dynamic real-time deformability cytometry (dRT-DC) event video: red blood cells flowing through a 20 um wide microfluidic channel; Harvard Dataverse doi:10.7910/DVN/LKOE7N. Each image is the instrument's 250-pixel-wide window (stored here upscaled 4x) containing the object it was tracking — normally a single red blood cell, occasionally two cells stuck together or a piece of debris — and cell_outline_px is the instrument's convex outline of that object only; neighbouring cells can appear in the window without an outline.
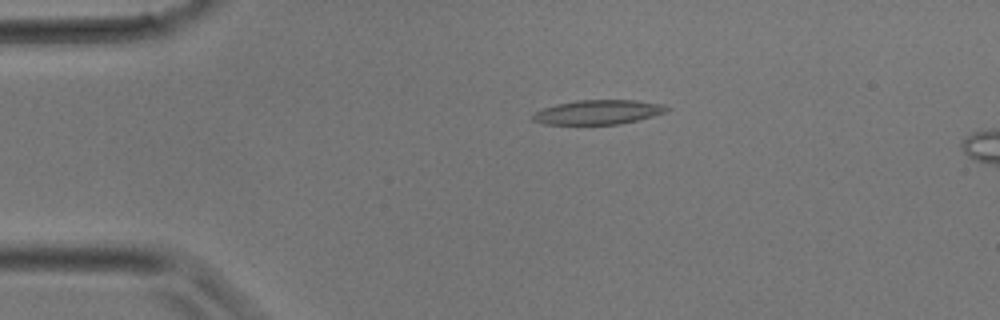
{"species": "common noctule bat (a hibernating species)", "species_latin": "Nyctalus noctula", "temperature_condition": "room temperature", "stored_images_in_passage": 29, "segment_of_instrument_passage": [1, 2], "camera_frame_rate_fps": 3000, "um_per_image_px": 0.085, "animal": {"sex": "male", "body_mass_g": 17.9}, "frame": {"image": 1, "passage_image": 2, "time_ms": 0.333, "image_size_px": [1000, 320], "cell_outline_px": [[672, 108], [664, 112], [652, 116], [620, 124], [544, 124], [532, 120], [532, 116], [536, 112], [544, 108], [556, 104], [576, 100], [636, 100], [660, 104]], "centroid_in_image_um": [50.83, 9.53], "position_along_channel_um": 34.2, "area_um2": 18.84}}
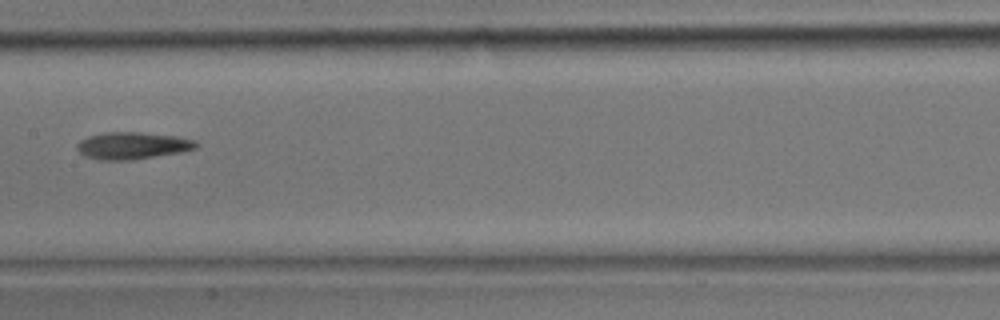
{"frame": {"image": 2, "passage_image": 12, "time_ms": 3.667, "image_size_px": [1000, 320], "cell_outline_px": [[200, 144], [196, 148], [180, 152], [132, 160], [100, 160], [88, 156], [80, 152], [76, 148], [76, 144], [80, 140], [88, 136], [104, 132], [140, 132], [176, 136], [196, 140]], "centroid_in_image_um": [11.27, 12.37], "position_along_channel_um": 196.1, "area_um2": 18.79}}
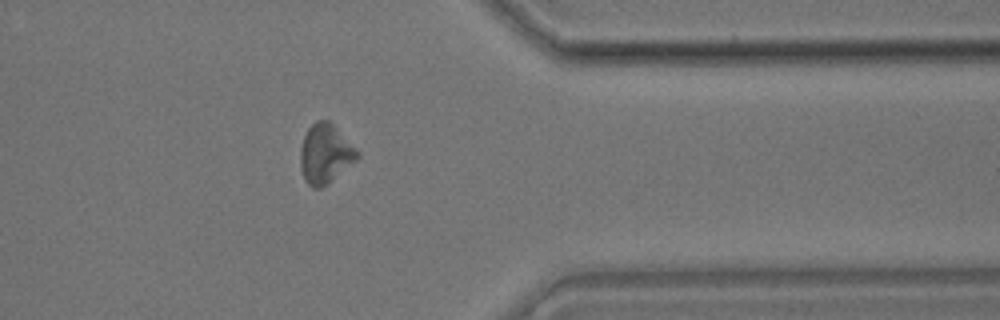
{"frame": {"image": 3, "passage_image": 22, "time_ms": 7.0, "image_size_px": [1000, 320], "cell_outline_px": [[360, 156], [356, 160], [328, 184], [320, 188], [312, 188], [304, 180], [300, 168], [300, 148], [304, 136], [308, 128], [316, 120], [328, 120], [360, 152]], "centroid_in_image_um": [27.63, 13.09], "position_along_channel_um": 383.8, "area_um2": 19.71}}